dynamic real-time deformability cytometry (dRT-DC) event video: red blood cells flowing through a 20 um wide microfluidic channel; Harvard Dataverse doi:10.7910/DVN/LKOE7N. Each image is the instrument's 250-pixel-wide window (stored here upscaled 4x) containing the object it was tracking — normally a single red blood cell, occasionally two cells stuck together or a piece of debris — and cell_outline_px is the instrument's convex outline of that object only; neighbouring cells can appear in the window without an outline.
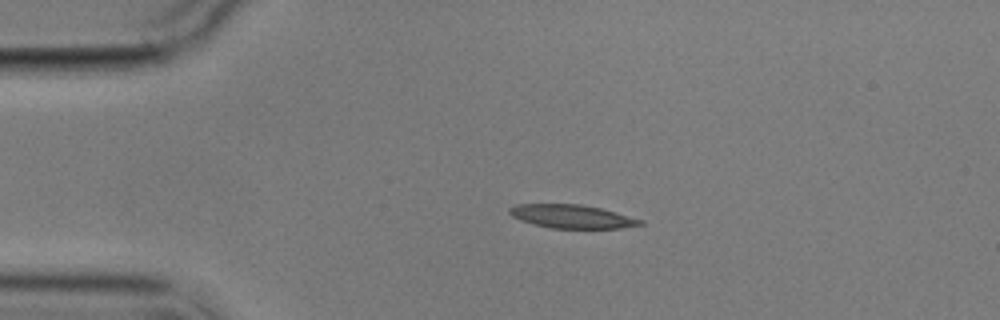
{"species": "common noctule bat (a hibernating species)", "species_latin": "Nyctalus noctula", "temperature_condition": "cold", "stored_images_in_passage": 3, "camera_frame_rate_fps": 3000, "um_per_image_px": 0.085, "animal": {"sex": "male", "body_mass_g": 17.9}, "frame": {"image": 1, "passage_image": 2, "time_ms": 1.333, "image_size_px": [1000, 320], "cell_outline_px": [[644, 224], [620, 228], [552, 228], [532, 224], [520, 220], [512, 216], [508, 212], [508, 208], [516, 204], [580, 204], [600, 208], [616, 212], [644, 220]], "centroid_in_image_um": [48.59, 18.39], "position_along_channel_um": 36.4, "area_um2": 17.92}}